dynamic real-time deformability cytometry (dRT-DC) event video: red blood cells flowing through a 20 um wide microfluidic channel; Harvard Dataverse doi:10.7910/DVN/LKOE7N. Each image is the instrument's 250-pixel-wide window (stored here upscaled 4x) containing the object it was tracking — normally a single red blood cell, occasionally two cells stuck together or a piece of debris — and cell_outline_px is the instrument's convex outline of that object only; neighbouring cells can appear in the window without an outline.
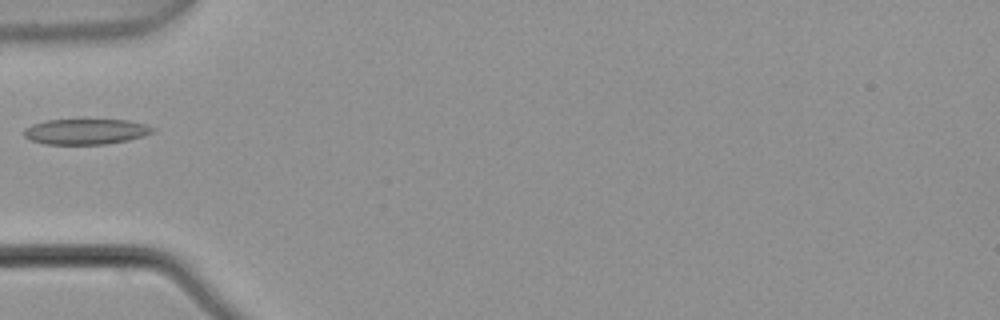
{"species": "common noctule bat (a hibernating species)", "species_latin": "Nyctalus noctula", "temperature_condition": "warm", "stored_images_in_passage": 5, "camera_frame_rate_fps": 3000, "um_per_image_px": 0.085, "animal": {"sex": "male", "body_mass_g": 21.5, "forearm_length_mm": 52.0}, "frame": {"image": 1, "passage_image": 5, "time_ms": 1.333, "image_size_px": [1000, 320], "cell_outline_px": [[156, 128], [152, 132], [144, 136], [128, 140], [104, 144], [44, 144], [32, 140], [24, 136], [24, 128], [32, 124], [48, 120], [128, 120], [144, 124]], "centroid_in_image_um": [7.29, 11.18], "position_along_channel_um": 77.7, "area_um2": 19.02}}